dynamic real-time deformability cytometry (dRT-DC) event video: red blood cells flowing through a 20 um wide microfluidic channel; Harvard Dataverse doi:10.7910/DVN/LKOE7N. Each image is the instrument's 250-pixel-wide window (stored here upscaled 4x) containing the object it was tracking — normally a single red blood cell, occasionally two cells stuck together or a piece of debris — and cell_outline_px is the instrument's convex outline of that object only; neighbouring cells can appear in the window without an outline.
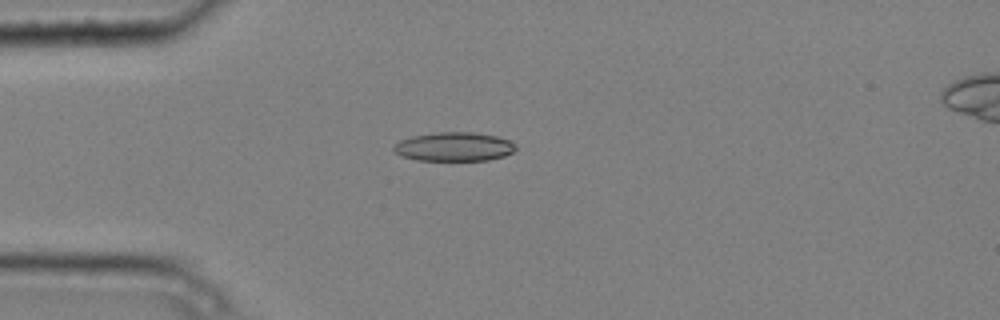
{"species": "common noctule bat (a hibernating species)", "species_latin": "Nyctalus noctula", "temperature_condition": "cold", "stored_images_in_passage": 6, "camera_frame_rate_fps": 3000, "um_per_image_px": 0.085, "animal": {"sex": "male", "body_mass_g": 20.4}, "frame": {"image": 1, "passage_image": 3, "time_ms": 0.667, "image_size_px": [1000, 320], "cell_outline_px": [[516, 148], [512, 152], [504, 156], [488, 160], [416, 160], [400, 156], [392, 148], [400, 140], [412, 136], [436, 132], [476, 132], [496, 136], [508, 140], [516, 144]], "centroid_in_image_um": [38.59, 12.46], "position_along_channel_um": 46.4, "area_um2": 20.58}}
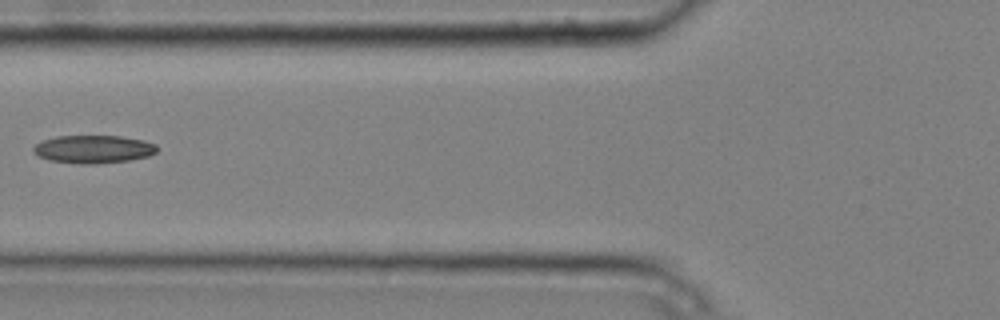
{"frame": {"image": 2, "passage_image": 5, "time_ms": 1.333, "image_size_px": [1000, 320], "cell_outline_px": [[156, 152], [148, 156], [128, 160], [96, 164], [80, 164], [48, 160], [40, 156], [32, 148], [36, 144], [44, 140], [56, 136], [120, 136], [144, 140], [156, 144]], "centroid_in_image_um": [7.95, 12.68], "position_along_channel_um": 117.8, "area_um2": 20.0}}
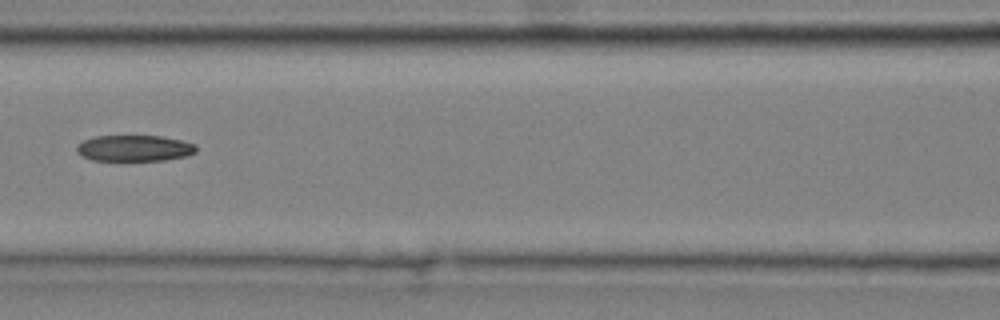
{"frame": {"image": 3, "passage_image": 6, "time_ms": 1.667, "image_size_px": [1000, 320], "cell_outline_px": [[196, 152], [184, 156], [164, 160], [92, 160], [80, 156], [76, 152], [76, 144], [84, 140], [96, 136], [160, 136], [180, 140], [196, 144]], "centroid_in_image_um": [11.37, 12.59], "position_along_channel_um": 155.2, "area_um2": 18.15}}